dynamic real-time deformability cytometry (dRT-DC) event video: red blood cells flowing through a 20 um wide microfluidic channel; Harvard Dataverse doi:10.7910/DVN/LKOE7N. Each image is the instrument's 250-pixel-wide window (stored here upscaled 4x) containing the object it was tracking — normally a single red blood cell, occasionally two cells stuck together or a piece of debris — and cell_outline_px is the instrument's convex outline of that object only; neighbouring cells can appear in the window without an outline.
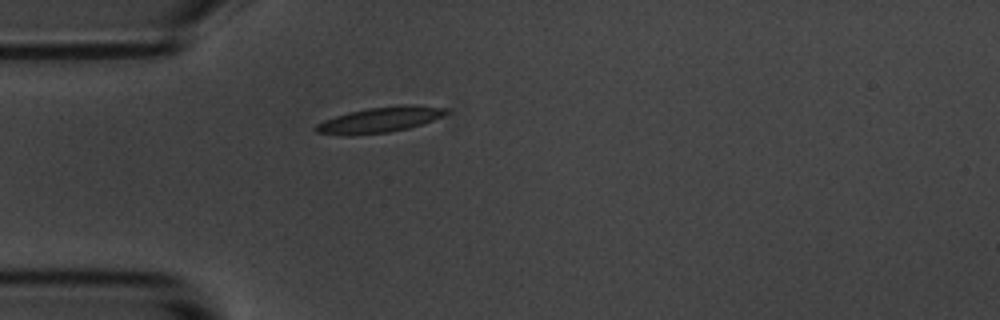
{"species": "common noctule bat (a hibernating species)", "species_latin": "Nyctalus noctula", "temperature_condition": "room temperature", "stored_images_in_passage": 43, "camera_frame_rate_fps": 3000, "um_per_image_px": 0.085, "animal": {"sex": "male", "body_mass_g": 20.1, "forearm_length_mm": 53.5}, "frame": {"image": 1, "passage_image": 1, "time_ms": 0.0, "image_size_px": [1000, 320], "cell_outline_px": [[448, 112], [432, 120], [408, 128], [388, 132], [348, 136], [340, 136], [316, 132], [312, 128], [316, 124], [324, 120], [348, 112], [368, 108], [400, 104], [412, 104], [448, 108]], "centroid_in_image_um": [32.22, 10.18], "position_along_channel_um": 52.8, "area_um2": 19.48}}
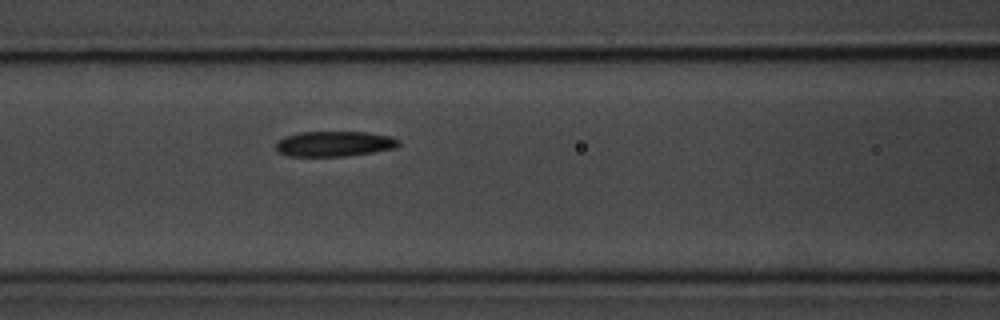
{"frame": {"image": 2, "passage_image": 9, "time_ms": 2.667, "image_size_px": [1000, 320], "cell_outline_px": [[400, 144], [396, 148], [372, 152], [344, 156], [288, 156], [280, 152], [276, 148], [276, 140], [284, 136], [300, 132], [368, 132], [392, 136], [400, 140]], "centroid_in_image_um": [28.43, 12.21], "position_along_channel_um": 138.2, "area_um2": 18.21}}
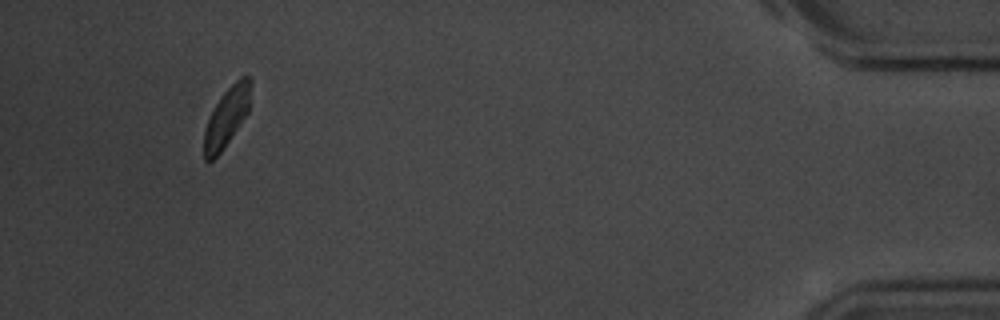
{"frame": {"image": 3, "passage_image": 39, "time_ms": 12.667, "image_size_px": [1000, 320], "cell_outline_px": [[252, 84], [248, 112], [220, 152], [212, 160], [204, 160], [204, 132], [208, 120], [220, 96], [240, 76], [248, 76], [252, 80]], "centroid_in_image_um": [19.29, 9.89], "position_along_channel_um": 415.9, "area_um2": 15.72}, "authors_computed_cell_mechanics": {"area_um2": 18.2648, "velocity_mm_per_s": 3.471, "shape_relaxation_time_tau1_ms": null, "shape_relaxation_time_tau2_ms": 5.3017, "deformation_change_tau1": null, "deformation_change_tau2": 0.0943}}